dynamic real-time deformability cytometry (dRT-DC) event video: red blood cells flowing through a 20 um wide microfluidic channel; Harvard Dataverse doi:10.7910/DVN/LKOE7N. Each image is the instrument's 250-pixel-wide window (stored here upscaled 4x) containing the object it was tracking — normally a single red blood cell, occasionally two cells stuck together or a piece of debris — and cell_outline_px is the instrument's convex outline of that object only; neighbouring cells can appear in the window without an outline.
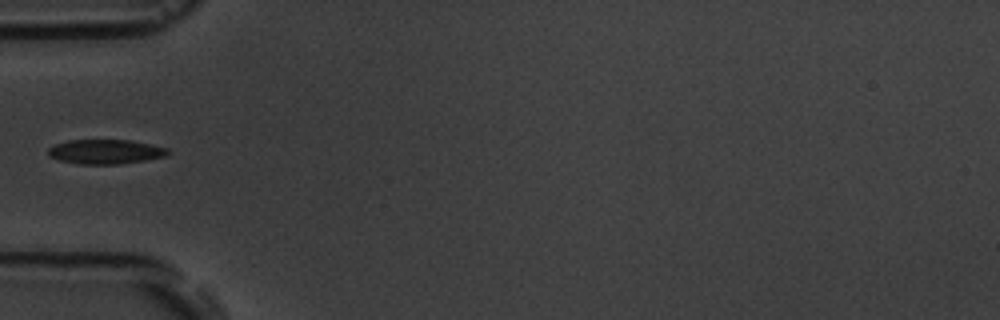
{"species": "common noctule bat (a hibernating species)", "species_latin": "Nyctalus noctula", "temperature_condition": "room temperature", "stored_images_in_passage": 4, "camera_frame_rate_fps": 3000, "um_per_image_px": 0.085, "animal": {"sex": "male", "body_mass_g": 19.5, "forearm_length_mm": 54.6}, "frame": {"image": 1, "passage_image": 3, "time_ms": 2.333, "image_size_px": [1000, 320], "cell_outline_px": [[172, 152], [168, 156], [120, 164], [80, 164], [60, 160], [48, 156], [48, 148], [56, 144], [68, 140], [128, 140], [168, 148]], "centroid_in_image_um": [8.98, 12.9], "position_along_channel_um": 76.0, "area_um2": 17.05}}
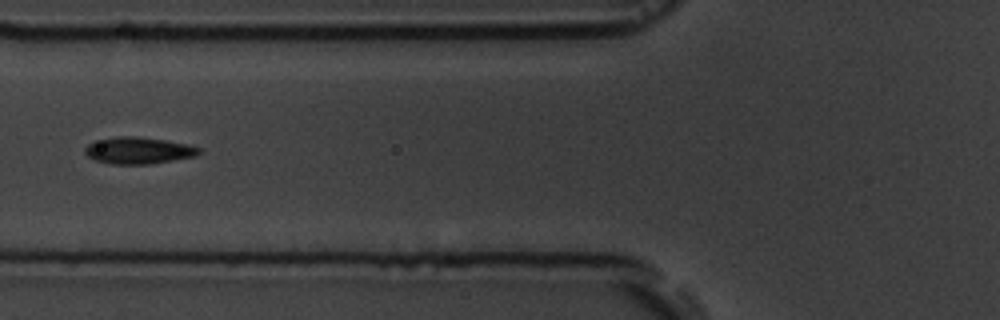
{"frame": {"image": 2, "passage_image": 4, "time_ms": 3.333, "image_size_px": [1000, 320], "cell_outline_px": [[200, 152], [196, 156], [148, 164], [112, 164], [96, 160], [88, 156], [84, 152], [84, 148], [88, 144], [100, 140], [116, 136], [136, 136], [164, 140], [188, 144], [200, 148]], "centroid_in_image_um": [11.76, 12.79], "position_along_channel_um": 114.0, "area_um2": 17.57}}